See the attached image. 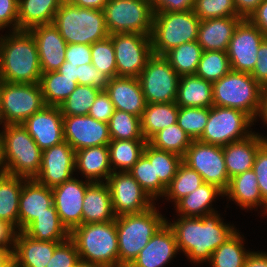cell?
I'll return each instance as SVG.
<instances>
[{
  "label": "cell",
  "mask_w": 267,
  "mask_h": 267,
  "mask_svg": "<svg viewBox=\"0 0 267 267\" xmlns=\"http://www.w3.org/2000/svg\"><path fill=\"white\" fill-rule=\"evenodd\" d=\"M22 125L42 151L64 141L63 115L59 106H45Z\"/></svg>",
  "instance_id": "cell-20"
},
{
  "label": "cell",
  "mask_w": 267,
  "mask_h": 267,
  "mask_svg": "<svg viewBox=\"0 0 267 267\" xmlns=\"http://www.w3.org/2000/svg\"><path fill=\"white\" fill-rule=\"evenodd\" d=\"M244 267H267V253L250 252L246 258Z\"/></svg>",
  "instance_id": "cell-62"
},
{
  "label": "cell",
  "mask_w": 267,
  "mask_h": 267,
  "mask_svg": "<svg viewBox=\"0 0 267 267\" xmlns=\"http://www.w3.org/2000/svg\"><path fill=\"white\" fill-rule=\"evenodd\" d=\"M39 84L46 106H59L78 85L57 71L42 73Z\"/></svg>",
  "instance_id": "cell-39"
},
{
  "label": "cell",
  "mask_w": 267,
  "mask_h": 267,
  "mask_svg": "<svg viewBox=\"0 0 267 267\" xmlns=\"http://www.w3.org/2000/svg\"><path fill=\"white\" fill-rule=\"evenodd\" d=\"M166 223L155 206L141 213L116 217L119 267H129L150 238Z\"/></svg>",
  "instance_id": "cell-4"
},
{
  "label": "cell",
  "mask_w": 267,
  "mask_h": 267,
  "mask_svg": "<svg viewBox=\"0 0 267 267\" xmlns=\"http://www.w3.org/2000/svg\"><path fill=\"white\" fill-rule=\"evenodd\" d=\"M91 53V64L96 70H100L109 79L117 76L115 50L110 37L93 43Z\"/></svg>",
  "instance_id": "cell-49"
},
{
  "label": "cell",
  "mask_w": 267,
  "mask_h": 267,
  "mask_svg": "<svg viewBox=\"0 0 267 267\" xmlns=\"http://www.w3.org/2000/svg\"><path fill=\"white\" fill-rule=\"evenodd\" d=\"M46 106L39 83L1 81L0 125L22 124Z\"/></svg>",
  "instance_id": "cell-10"
},
{
  "label": "cell",
  "mask_w": 267,
  "mask_h": 267,
  "mask_svg": "<svg viewBox=\"0 0 267 267\" xmlns=\"http://www.w3.org/2000/svg\"><path fill=\"white\" fill-rule=\"evenodd\" d=\"M129 173L153 200L160 196L163 198L167 187L159 179H155L154 160H149L143 154Z\"/></svg>",
  "instance_id": "cell-45"
},
{
  "label": "cell",
  "mask_w": 267,
  "mask_h": 267,
  "mask_svg": "<svg viewBox=\"0 0 267 267\" xmlns=\"http://www.w3.org/2000/svg\"><path fill=\"white\" fill-rule=\"evenodd\" d=\"M75 267H106V266L101 265V264H95V263L79 260L76 263Z\"/></svg>",
  "instance_id": "cell-67"
},
{
  "label": "cell",
  "mask_w": 267,
  "mask_h": 267,
  "mask_svg": "<svg viewBox=\"0 0 267 267\" xmlns=\"http://www.w3.org/2000/svg\"><path fill=\"white\" fill-rule=\"evenodd\" d=\"M200 21L193 10L155 12L151 32L153 54L164 55L174 47L196 41Z\"/></svg>",
  "instance_id": "cell-8"
},
{
  "label": "cell",
  "mask_w": 267,
  "mask_h": 267,
  "mask_svg": "<svg viewBox=\"0 0 267 267\" xmlns=\"http://www.w3.org/2000/svg\"><path fill=\"white\" fill-rule=\"evenodd\" d=\"M36 41L42 73L57 71L65 62L67 43L52 24L39 25L29 30Z\"/></svg>",
  "instance_id": "cell-22"
},
{
  "label": "cell",
  "mask_w": 267,
  "mask_h": 267,
  "mask_svg": "<svg viewBox=\"0 0 267 267\" xmlns=\"http://www.w3.org/2000/svg\"><path fill=\"white\" fill-rule=\"evenodd\" d=\"M148 1H150L154 5L158 0H148Z\"/></svg>",
  "instance_id": "cell-69"
},
{
  "label": "cell",
  "mask_w": 267,
  "mask_h": 267,
  "mask_svg": "<svg viewBox=\"0 0 267 267\" xmlns=\"http://www.w3.org/2000/svg\"><path fill=\"white\" fill-rule=\"evenodd\" d=\"M143 154L149 160H154L155 179H159L167 187L183 162V157L154 148L149 143L146 144Z\"/></svg>",
  "instance_id": "cell-42"
},
{
  "label": "cell",
  "mask_w": 267,
  "mask_h": 267,
  "mask_svg": "<svg viewBox=\"0 0 267 267\" xmlns=\"http://www.w3.org/2000/svg\"><path fill=\"white\" fill-rule=\"evenodd\" d=\"M64 0H19L18 30L52 24L56 12Z\"/></svg>",
  "instance_id": "cell-32"
},
{
  "label": "cell",
  "mask_w": 267,
  "mask_h": 267,
  "mask_svg": "<svg viewBox=\"0 0 267 267\" xmlns=\"http://www.w3.org/2000/svg\"><path fill=\"white\" fill-rule=\"evenodd\" d=\"M74 171L75 150L68 142L63 141L42 151L41 168L35 180L53 188L72 179Z\"/></svg>",
  "instance_id": "cell-18"
},
{
  "label": "cell",
  "mask_w": 267,
  "mask_h": 267,
  "mask_svg": "<svg viewBox=\"0 0 267 267\" xmlns=\"http://www.w3.org/2000/svg\"><path fill=\"white\" fill-rule=\"evenodd\" d=\"M110 189L105 182H92L85 191L82 224L104 223L115 220Z\"/></svg>",
  "instance_id": "cell-28"
},
{
  "label": "cell",
  "mask_w": 267,
  "mask_h": 267,
  "mask_svg": "<svg viewBox=\"0 0 267 267\" xmlns=\"http://www.w3.org/2000/svg\"><path fill=\"white\" fill-rule=\"evenodd\" d=\"M195 0H158L154 12H179L193 10Z\"/></svg>",
  "instance_id": "cell-58"
},
{
  "label": "cell",
  "mask_w": 267,
  "mask_h": 267,
  "mask_svg": "<svg viewBox=\"0 0 267 267\" xmlns=\"http://www.w3.org/2000/svg\"><path fill=\"white\" fill-rule=\"evenodd\" d=\"M178 111L176 102L147 103L140 118L143 138L148 142L162 129L177 123Z\"/></svg>",
  "instance_id": "cell-34"
},
{
  "label": "cell",
  "mask_w": 267,
  "mask_h": 267,
  "mask_svg": "<svg viewBox=\"0 0 267 267\" xmlns=\"http://www.w3.org/2000/svg\"><path fill=\"white\" fill-rule=\"evenodd\" d=\"M6 172H5V168L3 166V161H2V151H1V142H0V177L2 175H4Z\"/></svg>",
  "instance_id": "cell-68"
},
{
  "label": "cell",
  "mask_w": 267,
  "mask_h": 267,
  "mask_svg": "<svg viewBox=\"0 0 267 267\" xmlns=\"http://www.w3.org/2000/svg\"><path fill=\"white\" fill-rule=\"evenodd\" d=\"M236 232L225 243H222L208 261L211 267H244L250 253L243 247V238Z\"/></svg>",
  "instance_id": "cell-40"
},
{
  "label": "cell",
  "mask_w": 267,
  "mask_h": 267,
  "mask_svg": "<svg viewBox=\"0 0 267 267\" xmlns=\"http://www.w3.org/2000/svg\"><path fill=\"white\" fill-rule=\"evenodd\" d=\"M17 232L10 223L0 220V247H14Z\"/></svg>",
  "instance_id": "cell-59"
},
{
  "label": "cell",
  "mask_w": 267,
  "mask_h": 267,
  "mask_svg": "<svg viewBox=\"0 0 267 267\" xmlns=\"http://www.w3.org/2000/svg\"><path fill=\"white\" fill-rule=\"evenodd\" d=\"M0 132L2 161L6 174L35 179L42 163V150L22 124H6Z\"/></svg>",
  "instance_id": "cell-3"
},
{
  "label": "cell",
  "mask_w": 267,
  "mask_h": 267,
  "mask_svg": "<svg viewBox=\"0 0 267 267\" xmlns=\"http://www.w3.org/2000/svg\"><path fill=\"white\" fill-rule=\"evenodd\" d=\"M14 264V247H0V267H11Z\"/></svg>",
  "instance_id": "cell-64"
},
{
  "label": "cell",
  "mask_w": 267,
  "mask_h": 267,
  "mask_svg": "<svg viewBox=\"0 0 267 267\" xmlns=\"http://www.w3.org/2000/svg\"><path fill=\"white\" fill-rule=\"evenodd\" d=\"M266 140L265 136L253 133L243 140L231 142L223 147L229 178L253 168L257 151Z\"/></svg>",
  "instance_id": "cell-26"
},
{
  "label": "cell",
  "mask_w": 267,
  "mask_h": 267,
  "mask_svg": "<svg viewBox=\"0 0 267 267\" xmlns=\"http://www.w3.org/2000/svg\"><path fill=\"white\" fill-rule=\"evenodd\" d=\"M115 50L117 76L139 77L153 55L151 36L140 33L109 35Z\"/></svg>",
  "instance_id": "cell-14"
},
{
  "label": "cell",
  "mask_w": 267,
  "mask_h": 267,
  "mask_svg": "<svg viewBox=\"0 0 267 267\" xmlns=\"http://www.w3.org/2000/svg\"><path fill=\"white\" fill-rule=\"evenodd\" d=\"M77 169L87 181L106 182L113 173L108 146H93L75 151V170Z\"/></svg>",
  "instance_id": "cell-29"
},
{
  "label": "cell",
  "mask_w": 267,
  "mask_h": 267,
  "mask_svg": "<svg viewBox=\"0 0 267 267\" xmlns=\"http://www.w3.org/2000/svg\"><path fill=\"white\" fill-rule=\"evenodd\" d=\"M192 138L177 124H172L156 133L148 143L154 148L184 157Z\"/></svg>",
  "instance_id": "cell-41"
},
{
  "label": "cell",
  "mask_w": 267,
  "mask_h": 267,
  "mask_svg": "<svg viewBox=\"0 0 267 267\" xmlns=\"http://www.w3.org/2000/svg\"><path fill=\"white\" fill-rule=\"evenodd\" d=\"M259 116L265 122V124H267V86L262 88L261 106L258 113V117Z\"/></svg>",
  "instance_id": "cell-66"
},
{
  "label": "cell",
  "mask_w": 267,
  "mask_h": 267,
  "mask_svg": "<svg viewBox=\"0 0 267 267\" xmlns=\"http://www.w3.org/2000/svg\"><path fill=\"white\" fill-rule=\"evenodd\" d=\"M249 20L267 36V0H263Z\"/></svg>",
  "instance_id": "cell-61"
},
{
  "label": "cell",
  "mask_w": 267,
  "mask_h": 267,
  "mask_svg": "<svg viewBox=\"0 0 267 267\" xmlns=\"http://www.w3.org/2000/svg\"><path fill=\"white\" fill-rule=\"evenodd\" d=\"M176 104L179 107L211 108L214 106L212 82L196 75L180 76Z\"/></svg>",
  "instance_id": "cell-31"
},
{
  "label": "cell",
  "mask_w": 267,
  "mask_h": 267,
  "mask_svg": "<svg viewBox=\"0 0 267 267\" xmlns=\"http://www.w3.org/2000/svg\"><path fill=\"white\" fill-rule=\"evenodd\" d=\"M19 0H0V30L13 26L12 31L18 30Z\"/></svg>",
  "instance_id": "cell-56"
},
{
  "label": "cell",
  "mask_w": 267,
  "mask_h": 267,
  "mask_svg": "<svg viewBox=\"0 0 267 267\" xmlns=\"http://www.w3.org/2000/svg\"><path fill=\"white\" fill-rule=\"evenodd\" d=\"M138 80L146 103L176 102L180 76L163 55L153 54Z\"/></svg>",
  "instance_id": "cell-12"
},
{
  "label": "cell",
  "mask_w": 267,
  "mask_h": 267,
  "mask_svg": "<svg viewBox=\"0 0 267 267\" xmlns=\"http://www.w3.org/2000/svg\"><path fill=\"white\" fill-rule=\"evenodd\" d=\"M218 195L223 197L224 192L215 185L203 183L175 203L178 216L201 217L216 212L211 206Z\"/></svg>",
  "instance_id": "cell-33"
},
{
  "label": "cell",
  "mask_w": 267,
  "mask_h": 267,
  "mask_svg": "<svg viewBox=\"0 0 267 267\" xmlns=\"http://www.w3.org/2000/svg\"><path fill=\"white\" fill-rule=\"evenodd\" d=\"M108 125L113 140H145L141 132L140 117L131 113L115 109Z\"/></svg>",
  "instance_id": "cell-44"
},
{
  "label": "cell",
  "mask_w": 267,
  "mask_h": 267,
  "mask_svg": "<svg viewBox=\"0 0 267 267\" xmlns=\"http://www.w3.org/2000/svg\"><path fill=\"white\" fill-rule=\"evenodd\" d=\"M204 183L202 176L182 162L171 183L167 186L164 197L175 203L184 196L192 193Z\"/></svg>",
  "instance_id": "cell-43"
},
{
  "label": "cell",
  "mask_w": 267,
  "mask_h": 267,
  "mask_svg": "<svg viewBox=\"0 0 267 267\" xmlns=\"http://www.w3.org/2000/svg\"><path fill=\"white\" fill-rule=\"evenodd\" d=\"M241 17H220L201 20L197 42L203 51L227 52L234 30Z\"/></svg>",
  "instance_id": "cell-25"
},
{
  "label": "cell",
  "mask_w": 267,
  "mask_h": 267,
  "mask_svg": "<svg viewBox=\"0 0 267 267\" xmlns=\"http://www.w3.org/2000/svg\"><path fill=\"white\" fill-rule=\"evenodd\" d=\"M257 62L250 73L262 87L267 86V37L263 40L257 53Z\"/></svg>",
  "instance_id": "cell-57"
},
{
  "label": "cell",
  "mask_w": 267,
  "mask_h": 267,
  "mask_svg": "<svg viewBox=\"0 0 267 267\" xmlns=\"http://www.w3.org/2000/svg\"><path fill=\"white\" fill-rule=\"evenodd\" d=\"M90 181L78 180L75 177L52 189L53 204L56 207L61 223L70 232L82 224V207L86 188Z\"/></svg>",
  "instance_id": "cell-19"
},
{
  "label": "cell",
  "mask_w": 267,
  "mask_h": 267,
  "mask_svg": "<svg viewBox=\"0 0 267 267\" xmlns=\"http://www.w3.org/2000/svg\"><path fill=\"white\" fill-rule=\"evenodd\" d=\"M69 238L75 243L79 259L106 267H119L116 218L104 223L76 226Z\"/></svg>",
  "instance_id": "cell-5"
},
{
  "label": "cell",
  "mask_w": 267,
  "mask_h": 267,
  "mask_svg": "<svg viewBox=\"0 0 267 267\" xmlns=\"http://www.w3.org/2000/svg\"><path fill=\"white\" fill-rule=\"evenodd\" d=\"M262 198L267 202V140L259 147L253 164Z\"/></svg>",
  "instance_id": "cell-53"
},
{
  "label": "cell",
  "mask_w": 267,
  "mask_h": 267,
  "mask_svg": "<svg viewBox=\"0 0 267 267\" xmlns=\"http://www.w3.org/2000/svg\"><path fill=\"white\" fill-rule=\"evenodd\" d=\"M25 180L6 173L0 177V220L18 228L17 231H19V199Z\"/></svg>",
  "instance_id": "cell-35"
},
{
  "label": "cell",
  "mask_w": 267,
  "mask_h": 267,
  "mask_svg": "<svg viewBox=\"0 0 267 267\" xmlns=\"http://www.w3.org/2000/svg\"><path fill=\"white\" fill-rule=\"evenodd\" d=\"M208 117L209 108L179 107L177 124L192 140H197L205 129Z\"/></svg>",
  "instance_id": "cell-48"
},
{
  "label": "cell",
  "mask_w": 267,
  "mask_h": 267,
  "mask_svg": "<svg viewBox=\"0 0 267 267\" xmlns=\"http://www.w3.org/2000/svg\"><path fill=\"white\" fill-rule=\"evenodd\" d=\"M236 12L242 19H249L263 0H233Z\"/></svg>",
  "instance_id": "cell-60"
},
{
  "label": "cell",
  "mask_w": 267,
  "mask_h": 267,
  "mask_svg": "<svg viewBox=\"0 0 267 267\" xmlns=\"http://www.w3.org/2000/svg\"><path fill=\"white\" fill-rule=\"evenodd\" d=\"M30 238L38 241L63 242L70 232L61 223L58 213H43L23 231Z\"/></svg>",
  "instance_id": "cell-37"
},
{
  "label": "cell",
  "mask_w": 267,
  "mask_h": 267,
  "mask_svg": "<svg viewBox=\"0 0 267 267\" xmlns=\"http://www.w3.org/2000/svg\"><path fill=\"white\" fill-rule=\"evenodd\" d=\"M193 11L200 20L239 17L233 0H195Z\"/></svg>",
  "instance_id": "cell-50"
},
{
  "label": "cell",
  "mask_w": 267,
  "mask_h": 267,
  "mask_svg": "<svg viewBox=\"0 0 267 267\" xmlns=\"http://www.w3.org/2000/svg\"><path fill=\"white\" fill-rule=\"evenodd\" d=\"M53 25L67 44L92 45L109 37L102 10L78 7L64 0Z\"/></svg>",
  "instance_id": "cell-6"
},
{
  "label": "cell",
  "mask_w": 267,
  "mask_h": 267,
  "mask_svg": "<svg viewBox=\"0 0 267 267\" xmlns=\"http://www.w3.org/2000/svg\"><path fill=\"white\" fill-rule=\"evenodd\" d=\"M202 53L203 49L196 40L174 47L163 56L179 76H184L195 75Z\"/></svg>",
  "instance_id": "cell-38"
},
{
  "label": "cell",
  "mask_w": 267,
  "mask_h": 267,
  "mask_svg": "<svg viewBox=\"0 0 267 267\" xmlns=\"http://www.w3.org/2000/svg\"><path fill=\"white\" fill-rule=\"evenodd\" d=\"M99 90L93 86L77 85L67 99L59 105L63 116L87 115Z\"/></svg>",
  "instance_id": "cell-47"
},
{
  "label": "cell",
  "mask_w": 267,
  "mask_h": 267,
  "mask_svg": "<svg viewBox=\"0 0 267 267\" xmlns=\"http://www.w3.org/2000/svg\"><path fill=\"white\" fill-rule=\"evenodd\" d=\"M71 4L89 9H104L108 0H68Z\"/></svg>",
  "instance_id": "cell-63"
},
{
  "label": "cell",
  "mask_w": 267,
  "mask_h": 267,
  "mask_svg": "<svg viewBox=\"0 0 267 267\" xmlns=\"http://www.w3.org/2000/svg\"><path fill=\"white\" fill-rule=\"evenodd\" d=\"M114 111L115 108L108 93L105 90H101L90 107L88 115L98 121L109 123Z\"/></svg>",
  "instance_id": "cell-54"
},
{
  "label": "cell",
  "mask_w": 267,
  "mask_h": 267,
  "mask_svg": "<svg viewBox=\"0 0 267 267\" xmlns=\"http://www.w3.org/2000/svg\"><path fill=\"white\" fill-rule=\"evenodd\" d=\"M78 67L75 65L70 64L69 62L65 61L57 70L62 76H66L68 78H73V81L77 82L78 84Z\"/></svg>",
  "instance_id": "cell-65"
},
{
  "label": "cell",
  "mask_w": 267,
  "mask_h": 267,
  "mask_svg": "<svg viewBox=\"0 0 267 267\" xmlns=\"http://www.w3.org/2000/svg\"><path fill=\"white\" fill-rule=\"evenodd\" d=\"M79 260V254L75 243L68 238L55 248L46 267H75Z\"/></svg>",
  "instance_id": "cell-51"
},
{
  "label": "cell",
  "mask_w": 267,
  "mask_h": 267,
  "mask_svg": "<svg viewBox=\"0 0 267 267\" xmlns=\"http://www.w3.org/2000/svg\"><path fill=\"white\" fill-rule=\"evenodd\" d=\"M219 215L213 212L201 217L180 216L174 223L166 220L179 251L193 263L209 261L211 254L238 231L233 225L224 223Z\"/></svg>",
  "instance_id": "cell-1"
},
{
  "label": "cell",
  "mask_w": 267,
  "mask_h": 267,
  "mask_svg": "<svg viewBox=\"0 0 267 267\" xmlns=\"http://www.w3.org/2000/svg\"><path fill=\"white\" fill-rule=\"evenodd\" d=\"M253 121L250 115L240 110L212 106L205 129L197 140L224 147L252 135L254 132L248 130Z\"/></svg>",
  "instance_id": "cell-11"
},
{
  "label": "cell",
  "mask_w": 267,
  "mask_h": 267,
  "mask_svg": "<svg viewBox=\"0 0 267 267\" xmlns=\"http://www.w3.org/2000/svg\"><path fill=\"white\" fill-rule=\"evenodd\" d=\"M43 213H57L52 189L35 179H26L19 199V231H24Z\"/></svg>",
  "instance_id": "cell-21"
},
{
  "label": "cell",
  "mask_w": 267,
  "mask_h": 267,
  "mask_svg": "<svg viewBox=\"0 0 267 267\" xmlns=\"http://www.w3.org/2000/svg\"><path fill=\"white\" fill-rule=\"evenodd\" d=\"M64 141L78 151L93 146L108 145L111 137L108 123L87 115L63 116Z\"/></svg>",
  "instance_id": "cell-17"
},
{
  "label": "cell",
  "mask_w": 267,
  "mask_h": 267,
  "mask_svg": "<svg viewBox=\"0 0 267 267\" xmlns=\"http://www.w3.org/2000/svg\"><path fill=\"white\" fill-rule=\"evenodd\" d=\"M110 35L140 33L151 36L154 5L148 0H108L104 9Z\"/></svg>",
  "instance_id": "cell-9"
},
{
  "label": "cell",
  "mask_w": 267,
  "mask_h": 267,
  "mask_svg": "<svg viewBox=\"0 0 267 267\" xmlns=\"http://www.w3.org/2000/svg\"><path fill=\"white\" fill-rule=\"evenodd\" d=\"M212 85L214 106L237 109L258 119L263 87L250 73L230 70Z\"/></svg>",
  "instance_id": "cell-7"
},
{
  "label": "cell",
  "mask_w": 267,
  "mask_h": 267,
  "mask_svg": "<svg viewBox=\"0 0 267 267\" xmlns=\"http://www.w3.org/2000/svg\"><path fill=\"white\" fill-rule=\"evenodd\" d=\"M179 252L172 229L165 223L129 267H164Z\"/></svg>",
  "instance_id": "cell-23"
},
{
  "label": "cell",
  "mask_w": 267,
  "mask_h": 267,
  "mask_svg": "<svg viewBox=\"0 0 267 267\" xmlns=\"http://www.w3.org/2000/svg\"><path fill=\"white\" fill-rule=\"evenodd\" d=\"M60 243L38 241L19 231L15 238L14 264L17 267H46Z\"/></svg>",
  "instance_id": "cell-27"
},
{
  "label": "cell",
  "mask_w": 267,
  "mask_h": 267,
  "mask_svg": "<svg viewBox=\"0 0 267 267\" xmlns=\"http://www.w3.org/2000/svg\"><path fill=\"white\" fill-rule=\"evenodd\" d=\"M78 85L93 86L99 90L107 88L109 78L92 64L78 66Z\"/></svg>",
  "instance_id": "cell-52"
},
{
  "label": "cell",
  "mask_w": 267,
  "mask_h": 267,
  "mask_svg": "<svg viewBox=\"0 0 267 267\" xmlns=\"http://www.w3.org/2000/svg\"><path fill=\"white\" fill-rule=\"evenodd\" d=\"M232 201H235L241 208L249 209L263 206L267 214V202L262 198L255 172L253 169L230 178L229 186L224 192ZM258 206V207H257Z\"/></svg>",
  "instance_id": "cell-30"
},
{
  "label": "cell",
  "mask_w": 267,
  "mask_h": 267,
  "mask_svg": "<svg viewBox=\"0 0 267 267\" xmlns=\"http://www.w3.org/2000/svg\"><path fill=\"white\" fill-rule=\"evenodd\" d=\"M114 215L141 213L153 207L154 200L127 172H113L106 181Z\"/></svg>",
  "instance_id": "cell-15"
},
{
  "label": "cell",
  "mask_w": 267,
  "mask_h": 267,
  "mask_svg": "<svg viewBox=\"0 0 267 267\" xmlns=\"http://www.w3.org/2000/svg\"><path fill=\"white\" fill-rule=\"evenodd\" d=\"M105 91L116 110L125 111L141 118L147 103L137 77L116 76L110 78Z\"/></svg>",
  "instance_id": "cell-24"
},
{
  "label": "cell",
  "mask_w": 267,
  "mask_h": 267,
  "mask_svg": "<svg viewBox=\"0 0 267 267\" xmlns=\"http://www.w3.org/2000/svg\"><path fill=\"white\" fill-rule=\"evenodd\" d=\"M266 37L249 19H242L234 30L227 50L231 70L251 73L260 45Z\"/></svg>",
  "instance_id": "cell-16"
},
{
  "label": "cell",
  "mask_w": 267,
  "mask_h": 267,
  "mask_svg": "<svg viewBox=\"0 0 267 267\" xmlns=\"http://www.w3.org/2000/svg\"><path fill=\"white\" fill-rule=\"evenodd\" d=\"M231 70L230 60L225 51H203L195 75L215 82Z\"/></svg>",
  "instance_id": "cell-46"
},
{
  "label": "cell",
  "mask_w": 267,
  "mask_h": 267,
  "mask_svg": "<svg viewBox=\"0 0 267 267\" xmlns=\"http://www.w3.org/2000/svg\"><path fill=\"white\" fill-rule=\"evenodd\" d=\"M42 71L38 49L29 30H14L0 37V80L10 83L35 84Z\"/></svg>",
  "instance_id": "cell-2"
},
{
  "label": "cell",
  "mask_w": 267,
  "mask_h": 267,
  "mask_svg": "<svg viewBox=\"0 0 267 267\" xmlns=\"http://www.w3.org/2000/svg\"><path fill=\"white\" fill-rule=\"evenodd\" d=\"M65 61L75 65V67L91 64V45L68 44L65 52Z\"/></svg>",
  "instance_id": "cell-55"
},
{
  "label": "cell",
  "mask_w": 267,
  "mask_h": 267,
  "mask_svg": "<svg viewBox=\"0 0 267 267\" xmlns=\"http://www.w3.org/2000/svg\"><path fill=\"white\" fill-rule=\"evenodd\" d=\"M183 162L197 171L204 183L215 185L223 192L227 190L230 178L226 169L223 147L192 140L183 157Z\"/></svg>",
  "instance_id": "cell-13"
},
{
  "label": "cell",
  "mask_w": 267,
  "mask_h": 267,
  "mask_svg": "<svg viewBox=\"0 0 267 267\" xmlns=\"http://www.w3.org/2000/svg\"><path fill=\"white\" fill-rule=\"evenodd\" d=\"M147 143L146 140L111 139L107 146L112 172H128L143 155Z\"/></svg>",
  "instance_id": "cell-36"
}]
</instances>
